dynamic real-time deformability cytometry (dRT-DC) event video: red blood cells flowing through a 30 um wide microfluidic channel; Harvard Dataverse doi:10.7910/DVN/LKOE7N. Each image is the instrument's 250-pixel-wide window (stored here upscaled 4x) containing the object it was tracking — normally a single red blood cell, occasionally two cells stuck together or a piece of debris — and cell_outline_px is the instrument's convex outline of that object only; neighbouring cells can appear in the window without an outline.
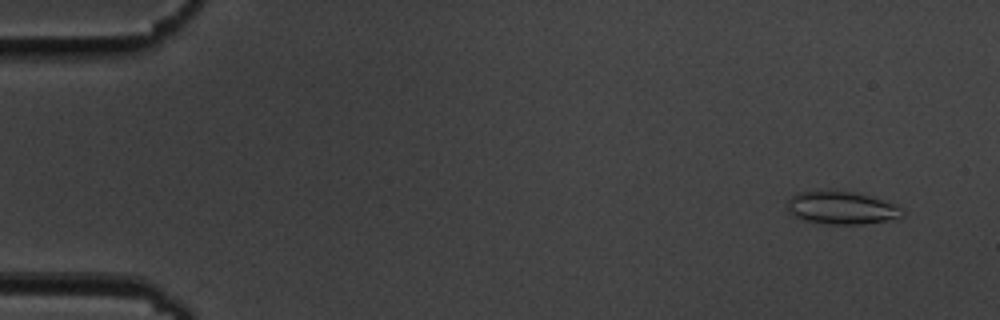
{"species": "common noctule bat (a hibernating species)", "species_latin": "Nyctalus noctula", "temperature_condition": "cold", "stored_images_in_passage": 54, "camera_frame_rate_fps": 3000, "um_per_image_px": 0.085, "animal": {"sex": "male", "body_mass_g": 19.5, "forearm_length_mm": 54.6}, "frame": {"image": 1, "passage_image": 4, "time_ms": 1.0, "image_size_px": [1000, 320], "cell_outline_px": [[904, 216], [896, 220], [860, 224], [828, 224], [804, 220], [788, 212], [788, 200], [796, 192], [828, 188], [856, 192], [896, 204], [904, 208]], "centroid_in_image_um": [71.57, 17.64], "position_along_channel_um": 13.4, "area_um2": 22.77}}
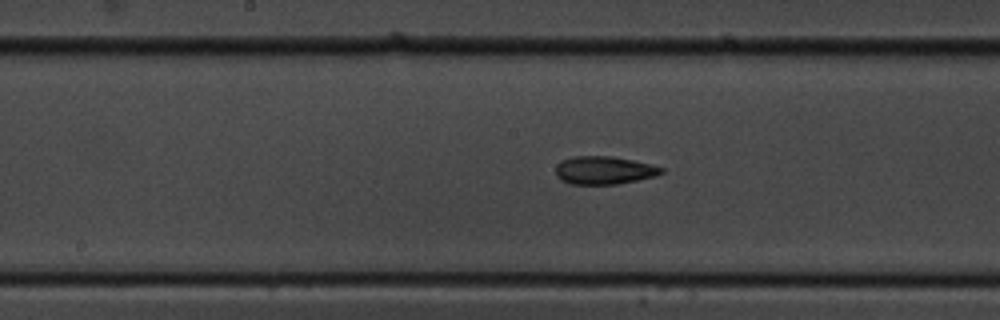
{"frame": {"image": 2, "passage_image": 29, "time_ms": 9.333, "image_size_px": [1000, 320], "cell_outline_px": [[664, 172], [656, 176], [616, 184], [572, 184], [560, 180], [556, 176], [556, 164], [560, 160], [572, 156], [612, 156], [652, 164], [664, 168]], "centroid_in_image_um": [51.32, 14.46], "position_along_channel_um": 196.9, "area_um2": 17.4}}
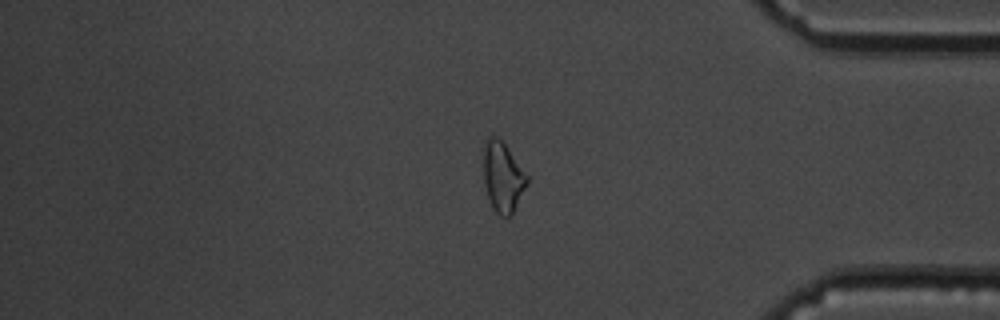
{"frame": {"image": 3, "passage_image": 47, "time_ms": 15.333, "image_size_px": [1000, 320], "cell_outline_px": [[528, 184], [512, 212], [508, 216], [500, 216], [492, 208], [484, 184], [484, 148], [488, 136], [496, 136], [504, 144], [528, 176]], "centroid_in_image_um": [42.73, 15.05], "position_along_channel_um": 392.5, "area_um2": 17.34}, "authors_computed_cell_mechanics": {"area_um2": 17.6001, "velocity_mm_per_s": 3.6152, "shape_relaxation_time_tau1_ms": 7.8639, "shape_relaxation_time_tau2_ms": 2.8917, "deformation_change_tau1": 0.1727, "deformation_change_tau2": 0.0943}}